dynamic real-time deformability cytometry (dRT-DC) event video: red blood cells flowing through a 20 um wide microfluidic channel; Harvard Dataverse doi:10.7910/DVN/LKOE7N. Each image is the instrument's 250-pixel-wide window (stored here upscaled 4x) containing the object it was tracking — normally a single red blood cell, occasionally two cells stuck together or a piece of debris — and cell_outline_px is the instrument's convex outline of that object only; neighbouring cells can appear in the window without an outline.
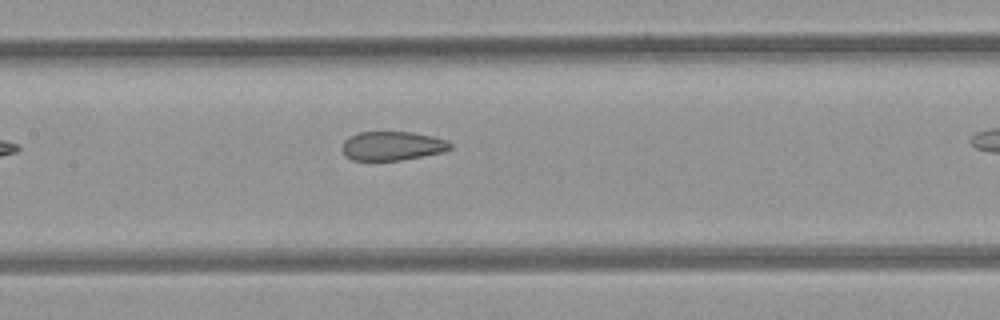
{"species": "common noctule bat (a hibernating species)", "species_latin": "Nyctalus noctula", "temperature_condition": "room temperature", "stored_images_in_passage": 9, "segment_of_instrument_passage": [1, 2], "camera_frame_rate_fps": 3000, "um_per_image_px": 0.085, "animal": {"sex": "female", "body_mass_g": 21.9}, "frame": {"image": 1, "passage_image": 8, "time_ms": 9.0, "image_size_px": [1000, 320], "cell_outline_px": [[452, 148], [444, 152], [400, 160], [352, 160], [344, 156], [340, 148], [344, 140], [348, 136], [360, 132], [412, 132], [432, 136], [448, 140], [452, 144]], "centroid_in_image_um": [33.32, 12.4], "position_along_channel_um": 174.1, "area_um2": 18.5}}